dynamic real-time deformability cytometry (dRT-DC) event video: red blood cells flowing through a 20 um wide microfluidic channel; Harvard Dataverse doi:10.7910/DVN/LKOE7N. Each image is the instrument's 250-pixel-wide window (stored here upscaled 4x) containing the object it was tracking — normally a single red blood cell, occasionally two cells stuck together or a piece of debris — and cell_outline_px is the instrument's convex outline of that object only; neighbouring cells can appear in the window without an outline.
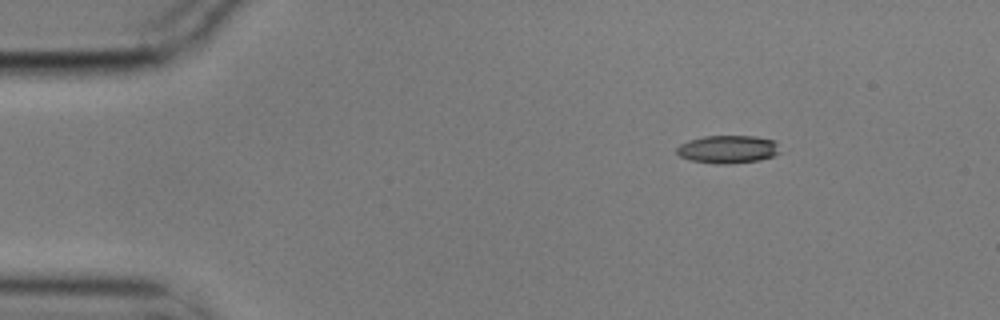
{"species": "common noctule bat (a hibernating species)", "species_latin": "Nyctalus noctula", "temperature_condition": "cold", "stored_images_in_passage": 3, "camera_frame_rate_fps": 3000, "um_per_image_px": 0.085, "animal": {"sex": "male", "body_mass_g": 17.9}, "frame": {"image": 1, "passage_image": 1, "time_ms": 0.0, "image_size_px": [1000, 320], "cell_outline_px": [[780, 152], [772, 156], [760, 160], [728, 164], [716, 164], [692, 160], [680, 156], [676, 152], [676, 148], [680, 144], [688, 140], [704, 136], [756, 136], [772, 140], [776, 144]], "centroid_in_image_um": [61.84, 12.69], "position_along_channel_um": 23.2, "area_um2": 16.7}}